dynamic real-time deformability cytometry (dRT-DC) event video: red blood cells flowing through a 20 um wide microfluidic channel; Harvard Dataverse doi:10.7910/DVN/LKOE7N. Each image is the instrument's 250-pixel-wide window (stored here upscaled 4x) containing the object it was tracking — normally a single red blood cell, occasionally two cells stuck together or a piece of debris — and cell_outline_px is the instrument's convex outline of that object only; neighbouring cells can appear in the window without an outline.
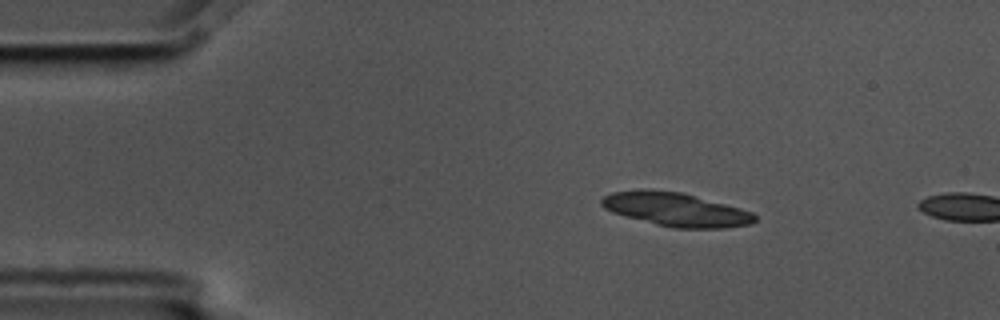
{"species": "common noctule bat (a hibernating species)", "species_latin": "Nyctalus noctula", "temperature_condition": "cold", "stored_images_in_passage": 3, "camera_frame_rate_fps": 3000, "um_per_image_px": 0.085, "animal": {"sex": "male", "body_mass_g": 17.5, "forearm_length_mm": 52.3}, "frame": {"image": 1, "passage_image": 2, "time_ms": 0.333, "image_size_px": [1000, 320], "cell_outline_px": [[756, 220], [752, 224], [728, 228], [672, 228], [656, 224], [612, 212], [604, 208], [600, 204], [600, 200], [604, 196], [612, 192], [648, 188], [680, 192], [740, 208], [752, 212], [756, 216]], "centroid_in_image_um": [57.44, 17.8], "position_along_channel_um": 27.6, "area_um2": 30.0}}